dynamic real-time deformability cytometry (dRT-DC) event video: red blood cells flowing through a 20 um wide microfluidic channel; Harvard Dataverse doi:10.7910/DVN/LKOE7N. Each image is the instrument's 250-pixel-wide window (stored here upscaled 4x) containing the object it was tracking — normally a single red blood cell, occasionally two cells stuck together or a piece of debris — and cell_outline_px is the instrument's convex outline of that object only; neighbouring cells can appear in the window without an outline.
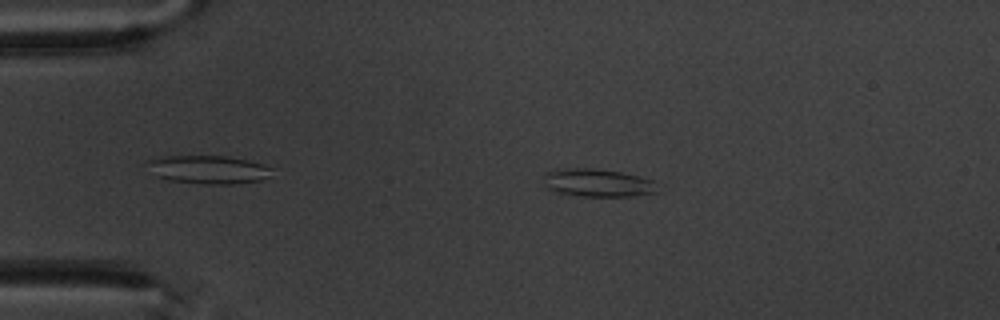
{"species": "common noctule bat (a hibernating species)", "species_latin": "Nyctalus noctula", "temperature_condition": "warm", "stored_images_in_passage": 5, "camera_frame_rate_fps": 3000, "um_per_image_px": 0.085, "animal": {"sex": "male", "body_mass_g": 20.1, "forearm_length_mm": 53.5}, "frame": {"image": 1, "passage_image": 3, "time_ms": 4.0, "image_size_px": [1000, 320], "cell_outline_px": [[656, 192], [632, 196], [580, 196], [556, 192], [548, 188], [544, 184], [544, 176], [548, 172], [564, 168], [596, 168], [620, 172], [652, 180]], "centroid_in_image_um": [50.74, 15.54], "position_along_channel_um": 34.3, "area_um2": 18.21}}
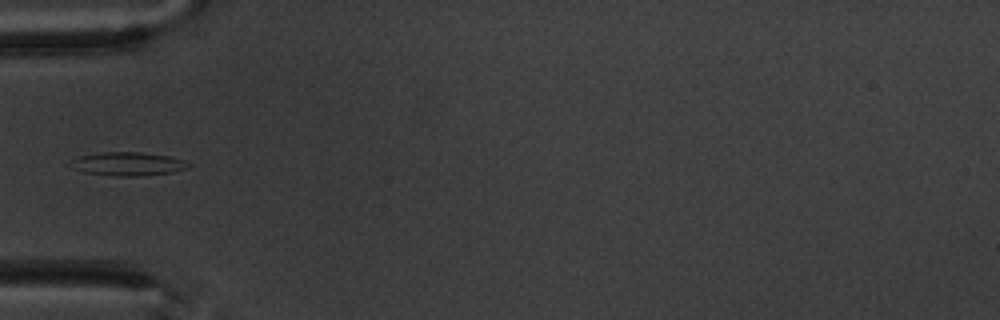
{"frame": {"image": 2, "passage_image": 5, "time_ms": 6.333, "image_size_px": [1000, 320], "cell_outline_px": [[192, 164], [188, 168], [172, 172], [140, 176], [116, 176], [84, 172], [76, 168], [72, 160], [80, 156], [104, 152], [140, 152], [168, 156], [184, 160]], "centroid_in_image_um": [10.96, 13.93], "position_along_channel_um": 74.0, "area_um2": 15.84}}